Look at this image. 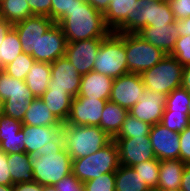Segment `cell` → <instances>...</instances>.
I'll return each instance as SVG.
<instances>
[{"label":"cell","instance_id":"cell-31","mask_svg":"<svg viewBox=\"0 0 190 191\" xmlns=\"http://www.w3.org/2000/svg\"><path fill=\"white\" fill-rule=\"evenodd\" d=\"M21 53L23 51L19 36L12 27L0 46V69L12 63Z\"/></svg>","mask_w":190,"mask_h":191},{"label":"cell","instance_id":"cell-57","mask_svg":"<svg viewBox=\"0 0 190 191\" xmlns=\"http://www.w3.org/2000/svg\"><path fill=\"white\" fill-rule=\"evenodd\" d=\"M3 20H4V17H3V13L1 10V5H0V22H2Z\"/></svg>","mask_w":190,"mask_h":191},{"label":"cell","instance_id":"cell-15","mask_svg":"<svg viewBox=\"0 0 190 191\" xmlns=\"http://www.w3.org/2000/svg\"><path fill=\"white\" fill-rule=\"evenodd\" d=\"M167 95L160 92L145 90L139 101L129 110V114L145 123H160L165 110Z\"/></svg>","mask_w":190,"mask_h":191},{"label":"cell","instance_id":"cell-41","mask_svg":"<svg viewBox=\"0 0 190 191\" xmlns=\"http://www.w3.org/2000/svg\"><path fill=\"white\" fill-rule=\"evenodd\" d=\"M173 22H176L175 16L170 10L167 0H156L154 26L168 25Z\"/></svg>","mask_w":190,"mask_h":191},{"label":"cell","instance_id":"cell-9","mask_svg":"<svg viewBox=\"0 0 190 191\" xmlns=\"http://www.w3.org/2000/svg\"><path fill=\"white\" fill-rule=\"evenodd\" d=\"M119 153L120 165L133 167L143 161L155 159L149 136L114 138Z\"/></svg>","mask_w":190,"mask_h":191},{"label":"cell","instance_id":"cell-10","mask_svg":"<svg viewBox=\"0 0 190 191\" xmlns=\"http://www.w3.org/2000/svg\"><path fill=\"white\" fill-rule=\"evenodd\" d=\"M54 23L49 17L33 15L13 25L19 36L22 51L31 55L36 62L37 42Z\"/></svg>","mask_w":190,"mask_h":191},{"label":"cell","instance_id":"cell-49","mask_svg":"<svg viewBox=\"0 0 190 191\" xmlns=\"http://www.w3.org/2000/svg\"><path fill=\"white\" fill-rule=\"evenodd\" d=\"M180 189L182 191H190V164L185 165L182 174Z\"/></svg>","mask_w":190,"mask_h":191},{"label":"cell","instance_id":"cell-35","mask_svg":"<svg viewBox=\"0 0 190 191\" xmlns=\"http://www.w3.org/2000/svg\"><path fill=\"white\" fill-rule=\"evenodd\" d=\"M34 63L35 59L31 55L23 52L2 70L16 79L25 81V78Z\"/></svg>","mask_w":190,"mask_h":191},{"label":"cell","instance_id":"cell-56","mask_svg":"<svg viewBox=\"0 0 190 191\" xmlns=\"http://www.w3.org/2000/svg\"><path fill=\"white\" fill-rule=\"evenodd\" d=\"M3 104H4V101L2 100L1 96H0V116L2 115L3 113Z\"/></svg>","mask_w":190,"mask_h":191},{"label":"cell","instance_id":"cell-28","mask_svg":"<svg viewBox=\"0 0 190 191\" xmlns=\"http://www.w3.org/2000/svg\"><path fill=\"white\" fill-rule=\"evenodd\" d=\"M30 158L31 155L25 152L8 154L7 162L13 185L34 181Z\"/></svg>","mask_w":190,"mask_h":191},{"label":"cell","instance_id":"cell-48","mask_svg":"<svg viewBox=\"0 0 190 191\" xmlns=\"http://www.w3.org/2000/svg\"><path fill=\"white\" fill-rule=\"evenodd\" d=\"M179 36L190 35V17L176 21Z\"/></svg>","mask_w":190,"mask_h":191},{"label":"cell","instance_id":"cell-6","mask_svg":"<svg viewBox=\"0 0 190 191\" xmlns=\"http://www.w3.org/2000/svg\"><path fill=\"white\" fill-rule=\"evenodd\" d=\"M183 69L184 66L174 56L167 54L159 63L145 70L140 76L147 90L168 95L174 89L181 87Z\"/></svg>","mask_w":190,"mask_h":191},{"label":"cell","instance_id":"cell-53","mask_svg":"<svg viewBox=\"0 0 190 191\" xmlns=\"http://www.w3.org/2000/svg\"><path fill=\"white\" fill-rule=\"evenodd\" d=\"M0 191H13V185H0Z\"/></svg>","mask_w":190,"mask_h":191},{"label":"cell","instance_id":"cell-38","mask_svg":"<svg viewBox=\"0 0 190 191\" xmlns=\"http://www.w3.org/2000/svg\"><path fill=\"white\" fill-rule=\"evenodd\" d=\"M85 191H115V172L103 174L84 182Z\"/></svg>","mask_w":190,"mask_h":191},{"label":"cell","instance_id":"cell-46","mask_svg":"<svg viewBox=\"0 0 190 191\" xmlns=\"http://www.w3.org/2000/svg\"><path fill=\"white\" fill-rule=\"evenodd\" d=\"M7 160L8 154L0 150V185H13Z\"/></svg>","mask_w":190,"mask_h":191},{"label":"cell","instance_id":"cell-1","mask_svg":"<svg viewBox=\"0 0 190 191\" xmlns=\"http://www.w3.org/2000/svg\"><path fill=\"white\" fill-rule=\"evenodd\" d=\"M34 181L40 185H53L72 173V158L64 146L62 132L31 155Z\"/></svg>","mask_w":190,"mask_h":191},{"label":"cell","instance_id":"cell-54","mask_svg":"<svg viewBox=\"0 0 190 191\" xmlns=\"http://www.w3.org/2000/svg\"><path fill=\"white\" fill-rule=\"evenodd\" d=\"M42 191H57V189L53 185H44Z\"/></svg>","mask_w":190,"mask_h":191},{"label":"cell","instance_id":"cell-18","mask_svg":"<svg viewBox=\"0 0 190 191\" xmlns=\"http://www.w3.org/2000/svg\"><path fill=\"white\" fill-rule=\"evenodd\" d=\"M156 0H137L134 13L114 31L115 33H138L146 26H154Z\"/></svg>","mask_w":190,"mask_h":191},{"label":"cell","instance_id":"cell-14","mask_svg":"<svg viewBox=\"0 0 190 191\" xmlns=\"http://www.w3.org/2000/svg\"><path fill=\"white\" fill-rule=\"evenodd\" d=\"M82 75L65 56L51 63V79L48 89L65 90L72 98L78 96Z\"/></svg>","mask_w":190,"mask_h":191},{"label":"cell","instance_id":"cell-24","mask_svg":"<svg viewBox=\"0 0 190 191\" xmlns=\"http://www.w3.org/2000/svg\"><path fill=\"white\" fill-rule=\"evenodd\" d=\"M22 123L31 126H63L41 98L33 99L25 112Z\"/></svg>","mask_w":190,"mask_h":191},{"label":"cell","instance_id":"cell-44","mask_svg":"<svg viewBox=\"0 0 190 191\" xmlns=\"http://www.w3.org/2000/svg\"><path fill=\"white\" fill-rule=\"evenodd\" d=\"M175 20L190 17V0H167Z\"/></svg>","mask_w":190,"mask_h":191},{"label":"cell","instance_id":"cell-8","mask_svg":"<svg viewBox=\"0 0 190 191\" xmlns=\"http://www.w3.org/2000/svg\"><path fill=\"white\" fill-rule=\"evenodd\" d=\"M128 71L141 75L159 63L167 54L144 40L137 33H124Z\"/></svg>","mask_w":190,"mask_h":191},{"label":"cell","instance_id":"cell-52","mask_svg":"<svg viewBox=\"0 0 190 191\" xmlns=\"http://www.w3.org/2000/svg\"><path fill=\"white\" fill-rule=\"evenodd\" d=\"M13 27V24L7 20H3L0 22V46L2 42L4 41L5 36L10 31V29Z\"/></svg>","mask_w":190,"mask_h":191},{"label":"cell","instance_id":"cell-5","mask_svg":"<svg viewBox=\"0 0 190 191\" xmlns=\"http://www.w3.org/2000/svg\"><path fill=\"white\" fill-rule=\"evenodd\" d=\"M93 71L113 79L129 73L124 46V33L110 32L103 38Z\"/></svg>","mask_w":190,"mask_h":191},{"label":"cell","instance_id":"cell-20","mask_svg":"<svg viewBox=\"0 0 190 191\" xmlns=\"http://www.w3.org/2000/svg\"><path fill=\"white\" fill-rule=\"evenodd\" d=\"M137 34L153 46L162 49L166 54L173 51L179 37L176 22L168 25L146 26Z\"/></svg>","mask_w":190,"mask_h":191},{"label":"cell","instance_id":"cell-33","mask_svg":"<svg viewBox=\"0 0 190 191\" xmlns=\"http://www.w3.org/2000/svg\"><path fill=\"white\" fill-rule=\"evenodd\" d=\"M159 167L160 160L157 158L143 161L139 164L133 166L139 176L144 180L147 186L152 190L157 189L158 179H159Z\"/></svg>","mask_w":190,"mask_h":191},{"label":"cell","instance_id":"cell-40","mask_svg":"<svg viewBox=\"0 0 190 191\" xmlns=\"http://www.w3.org/2000/svg\"><path fill=\"white\" fill-rule=\"evenodd\" d=\"M85 0H52L51 20L58 23L66 13L78 4H83Z\"/></svg>","mask_w":190,"mask_h":191},{"label":"cell","instance_id":"cell-39","mask_svg":"<svg viewBox=\"0 0 190 191\" xmlns=\"http://www.w3.org/2000/svg\"><path fill=\"white\" fill-rule=\"evenodd\" d=\"M170 55L174 56L177 61L186 66L190 64V35L179 36Z\"/></svg>","mask_w":190,"mask_h":191},{"label":"cell","instance_id":"cell-11","mask_svg":"<svg viewBox=\"0 0 190 191\" xmlns=\"http://www.w3.org/2000/svg\"><path fill=\"white\" fill-rule=\"evenodd\" d=\"M145 90L141 76L129 72L113 80L109 101L129 111L139 101Z\"/></svg>","mask_w":190,"mask_h":191},{"label":"cell","instance_id":"cell-45","mask_svg":"<svg viewBox=\"0 0 190 191\" xmlns=\"http://www.w3.org/2000/svg\"><path fill=\"white\" fill-rule=\"evenodd\" d=\"M33 15L46 16L51 19L52 0H26Z\"/></svg>","mask_w":190,"mask_h":191},{"label":"cell","instance_id":"cell-26","mask_svg":"<svg viewBox=\"0 0 190 191\" xmlns=\"http://www.w3.org/2000/svg\"><path fill=\"white\" fill-rule=\"evenodd\" d=\"M129 111L117 103L107 101L101 115L100 127L112 139L120 132Z\"/></svg>","mask_w":190,"mask_h":191},{"label":"cell","instance_id":"cell-27","mask_svg":"<svg viewBox=\"0 0 190 191\" xmlns=\"http://www.w3.org/2000/svg\"><path fill=\"white\" fill-rule=\"evenodd\" d=\"M185 165L179 159L160 161L157 189L180 188Z\"/></svg>","mask_w":190,"mask_h":191},{"label":"cell","instance_id":"cell-37","mask_svg":"<svg viewBox=\"0 0 190 191\" xmlns=\"http://www.w3.org/2000/svg\"><path fill=\"white\" fill-rule=\"evenodd\" d=\"M160 123L171 131L180 133L190 124V120L188 113L164 111Z\"/></svg>","mask_w":190,"mask_h":191},{"label":"cell","instance_id":"cell-4","mask_svg":"<svg viewBox=\"0 0 190 191\" xmlns=\"http://www.w3.org/2000/svg\"><path fill=\"white\" fill-rule=\"evenodd\" d=\"M119 166L118 148L113 139L93 154L72 159V173L83 183L103 174L116 172Z\"/></svg>","mask_w":190,"mask_h":191},{"label":"cell","instance_id":"cell-17","mask_svg":"<svg viewBox=\"0 0 190 191\" xmlns=\"http://www.w3.org/2000/svg\"><path fill=\"white\" fill-rule=\"evenodd\" d=\"M66 36L60 25L54 23L37 42V62L52 63L65 56Z\"/></svg>","mask_w":190,"mask_h":191},{"label":"cell","instance_id":"cell-32","mask_svg":"<svg viewBox=\"0 0 190 191\" xmlns=\"http://www.w3.org/2000/svg\"><path fill=\"white\" fill-rule=\"evenodd\" d=\"M0 5L4 20L13 25L33 16L26 0H1Z\"/></svg>","mask_w":190,"mask_h":191},{"label":"cell","instance_id":"cell-3","mask_svg":"<svg viewBox=\"0 0 190 191\" xmlns=\"http://www.w3.org/2000/svg\"><path fill=\"white\" fill-rule=\"evenodd\" d=\"M62 135L65 149L72 159L93 154L112 140L99 126L63 124Z\"/></svg>","mask_w":190,"mask_h":191},{"label":"cell","instance_id":"cell-25","mask_svg":"<svg viewBox=\"0 0 190 191\" xmlns=\"http://www.w3.org/2000/svg\"><path fill=\"white\" fill-rule=\"evenodd\" d=\"M51 79V63L36 62L29 70L25 83L35 98H40L48 89Z\"/></svg>","mask_w":190,"mask_h":191},{"label":"cell","instance_id":"cell-43","mask_svg":"<svg viewBox=\"0 0 190 191\" xmlns=\"http://www.w3.org/2000/svg\"><path fill=\"white\" fill-rule=\"evenodd\" d=\"M179 160L185 164H190V124L179 133Z\"/></svg>","mask_w":190,"mask_h":191},{"label":"cell","instance_id":"cell-42","mask_svg":"<svg viewBox=\"0 0 190 191\" xmlns=\"http://www.w3.org/2000/svg\"><path fill=\"white\" fill-rule=\"evenodd\" d=\"M57 191H85L84 183L70 173L55 185Z\"/></svg>","mask_w":190,"mask_h":191},{"label":"cell","instance_id":"cell-36","mask_svg":"<svg viewBox=\"0 0 190 191\" xmlns=\"http://www.w3.org/2000/svg\"><path fill=\"white\" fill-rule=\"evenodd\" d=\"M190 104V93L182 87L174 89L167 95L165 110L188 113Z\"/></svg>","mask_w":190,"mask_h":191},{"label":"cell","instance_id":"cell-51","mask_svg":"<svg viewBox=\"0 0 190 191\" xmlns=\"http://www.w3.org/2000/svg\"><path fill=\"white\" fill-rule=\"evenodd\" d=\"M181 87L190 93V64L184 66Z\"/></svg>","mask_w":190,"mask_h":191},{"label":"cell","instance_id":"cell-13","mask_svg":"<svg viewBox=\"0 0 190 191\" xmlns=\"http://www.w3.org/2000/svg\"><path fill=\"white\" fill-rule=\"evenodd\" d=\"M103 38L67 42L65 57L80 75L93 71L95 59Z\"/></svg>","mask_w":190,"mask_h":191},{"label":"cell","instance_id":"cell-12","mask_svg":"<svg viewBox=\"0 0 190 191\" xmlns=\"http://www.w3.org/2000/svg\"><path fill=\"white\" fill-rule=\"evenodd\" d=\"M107 101L109 100L74 97L71 102L69 117L64 124L100 127L102 111Z\"/></svg>","mask_w":190,"mask_h":191},{"label":"cell","instance_id":"cell-50","mask_svg":"<svg viewBox=\"0 0 190 191\" xmlns=\"http://www.w3.org/2000/svg\"><path fill=\"white\" fill-rule=\"evenodd\" d=\"M85 1L88 2L96 10L104 14L108 9L111 0H85Z\"/></svg>","mask_w":190,"mask_h":191},{"label":"cell","instance_id":"cell-19","mask_svg":"<svg viewBox=\"0 0 190 191\" xmlns=\"http://www.w3.org/2000/svg\"><path fill=\"white\" fill-rule=\"evenodd\" d=\"M23 123L5 115L0 116V150L7 154L24 152Z\"/></svg>","mask_w":190,"mask_h":191},{"label":"cell","instance_id":"cell-29","mask_svg":"<svg viewBox=\"0 0 190 191\" xmlns=\"http://www.w3.org/2000/svg\"><path fill=\"white\" fill-rule=\"evenodd\" d=\"M137 0H111L104 13V21L111 32H114L126 19L134 13Z\"/></svg>","mask_w":190,"mask_h":191},{"label":"cell","instance_id":"cell-16","mask_svg":"<svg viewBox=\"0 0 190 191\" xmlns=\"http://www.w3.org/2000/svg\"><path fill=\"white\" fill-rule=\"evenodd\" d=\"M150 142L156 158L160 161L179 159V132H174L161 123L150 128Z\"/></svg>","mask_w":190,"mask_h":191},{"label":"cell","instance_id":"cell-55","mask_svg":"<svg viewBox=\"0 0 190 191\" xmlns=\"http://www.w3.org/2000/svg\"><path fill=\"white\" fill-rule=\"evenodd\" d=\"M154 191H182L180 188H175V189H156Z\"/></svg>","mask_w":190,"mask_h":191},{"label":"cell","instance_id":"cell-23","mask_svg":"<svg viewBox=\"0 0 190 191\" xmlns=\"http://www.w3.org/2000/svg\"><path fill=\"white\" fill-rule=\"evenodd\" d=\"M40 98L62 124L67 121L73 98L65 90L47 89Z\"/></svg>","mask_w":190,"mask_h":191},{"label":"cell","instance_id":"cell-7","mask_svg":"<svg viewBox=\"0 0 190 191\" xmlns=\"http://www.w3.org/2000/svg\"><path fill=\"white\" fill-rule=\"evenodd\" d=\"M0 96L4 101L2 115L20 122L35 98L25 81L12 77L2 69H0Z\"/></svg>","mask_w":190,"mask_h":191},{"label":"cell","instance_id":"cell-34","mask_svg":"<svg viewBox=\"0 0 190 191\" xmlns=\"http://www.w3.org/2000/svg\"><path fill=\"white\" fill-rule=\"evenodd\" d=\"M151 125L133 117H125L122 128L115 138H131L133 136H149Z\"/></svg>","mask_w":190,"mask_h":191},{"label":"cell","instance_id":"cell-47","mask_svg":"<svg viewBox=\"0 0 190 191\" xmlns=\"http://www.w3.org/2000/svg\"><path fill=\"white\" fill-rule=\"evenodd\" d=\"M43 185L37 182L18 183L13 185V191H42Z\"/></svg>","mask_w":190,"mask_h":191},{"label":"cell","instance_id":"cell-2","mask_svg":"<svg viewBox=\"0 0 190 191\" xmlns=\"http://www.w3.org/2000/svg\"><path fill=\"white\" fill-rule=\"evenodd\" d=\"M58 24L67 42L105 38L111 32L105 24L104 14L86 1L73 7Z\"/></svg>","mask_w":190,"mask_h":191},{"label":"cell","instance_id":"cell-21","mask_svg":"<svg viewBox=\"0 0 190 191\" xmlns=\"http://www.w3.org/2000/svg\"><path fill=\"white\" fill-rule=\"evenodd\" d=\"M63 126H31L22 125L24 134V152L35 155L45 144L54 140L61 132Z\"/></svg>","mask_w":190,"mask_h":191},{"label":"cell","instance_id":"cell-30","mask_svg":"<svg viewBox=\"0 0 190 191\" xmlns=\"http://www.w3.org/2000/svg\"><path fill=\"white\" fill-rule=\"evenodd\" d=\"M115 191H152L133 167L120 165L115 172Z\"/></svg>","mask_w":190,"mask_h":191},{"label":"cell","instance_id":"cell-22","mask_svg":"<svg viewBox=\"0 0 190 191\" xmlns=\"http://www.w3.org/2000/svg\"><path fill=\"white\" fill-rule=\"evenodd\" d=\"M113 78L90 71L82 75L78 97H88L101 100H109Z\"/></svg>","mask_w":190,"mask_h":191},{"label":"cell","instance_id":"cell-58","mask_svg":"<svg viewBox=\"0 0 190 191\" xmlns=\"http://www.w3.org/2000/svg\"><path fill=\"white\" fill-rule=\"evenodd\" d=\"M188 117H189V120H190V104H189Z\"/></svg>","mask_w":190,"mask_h":191}]
</instances>
